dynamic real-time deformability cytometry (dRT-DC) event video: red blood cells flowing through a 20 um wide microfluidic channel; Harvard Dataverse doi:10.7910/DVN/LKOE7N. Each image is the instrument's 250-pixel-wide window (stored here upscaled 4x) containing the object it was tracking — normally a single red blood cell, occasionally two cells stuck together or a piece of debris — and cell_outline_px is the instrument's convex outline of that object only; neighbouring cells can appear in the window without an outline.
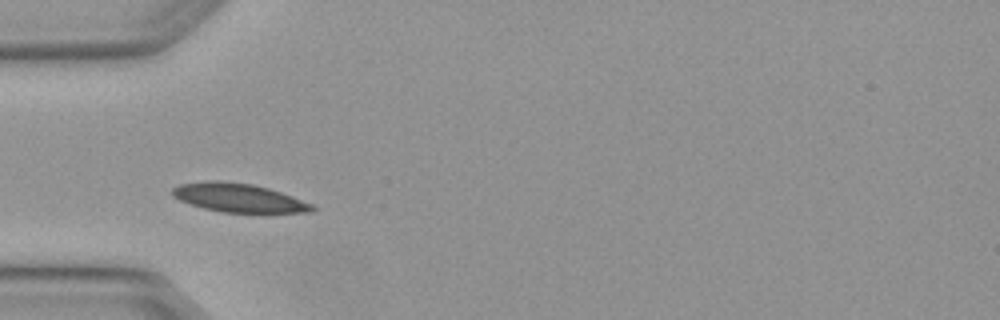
{"species": "Egyptian fruit bat (a non-hibernating species)", "species_latin": "Rousettus aegyptiacus", "temperature_condition": "warm", "stored_images_in_passage": 3, "camera_frame_rate_fps": 3000, "um_per_image_px": 0.085, "animal": {"sex": "female"}, "frame": {"image": 1, "passage_image": 2, "time_ms": 0.333, "image_size_px": [1000, 320], "cell_outline_px": [[316, 208], [312, 212], [220, 212], [204, 208], [180, 200], [172, 196], [172, 188], [180, 184], [208, 180], [220, 180], [252, 184], [268, 188], [292, 196], [312, 204]], "centroid_in_image_um": [20.26, 16.8], "position_along_channel_um": 64.7, "area_um2": 23.18}}
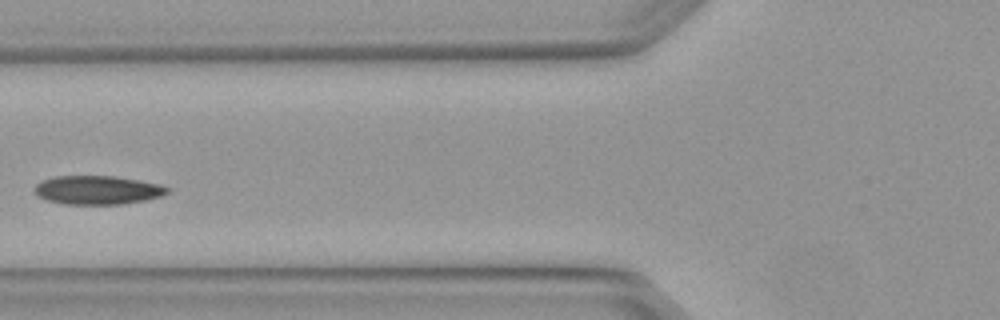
{"frame": {"image": 2, "passage_image": 3, "time_ms": 0.667, "image_size_px": [1000, 320], "cell_outline_px": [[168, 192], [160, 196], [144, 200], [124, 204], [64, 204], [48, 200], [36, 196], [36, 184], [40, 180], [56, 176], [112, 176], [160, 184], [168, 188]], "centroid_in_image_um": [8.25, 16.15], "position_along_channel_um": 117.5, "area_um2": 22.02}}